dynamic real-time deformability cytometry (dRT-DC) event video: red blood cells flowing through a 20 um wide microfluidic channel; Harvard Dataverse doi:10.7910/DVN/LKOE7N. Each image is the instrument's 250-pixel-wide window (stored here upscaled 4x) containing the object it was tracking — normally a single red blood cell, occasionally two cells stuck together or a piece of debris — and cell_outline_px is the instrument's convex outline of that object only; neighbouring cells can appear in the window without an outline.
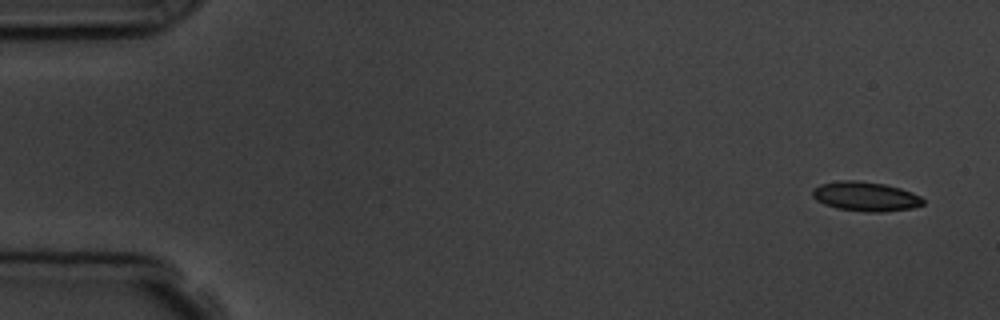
{"species": "common noctule bat (a hibernating species)", "species_latin": "Nyctalus noctula", "temperature_condition": "room temperature", "stored_images_in_passage": 6, "camera_frame_rate_fps": 3000, "um_per_image_px": 0.085, "animal": {"sex": "male", "body_mass_g": 19.5, "forearm_length_mm": 54.6}, "frame": {"image": 1, "passage_image": 1, "time_ms": 0.0, "image_size_px": [1000, 320], "cell_outline_px": [[924, 204], [912, 208], [884, 212], [864, 212], [836, 208], [824, 204], [816, 200], [812, 196], [812, 188], [820, 184], [840, 180], [856, 180], [884, 184], [900, 188], [912, 192], [920, 196], [924, 200]], "centroid_in_image_um": [73.55, 16.7], "position_along_channel_um": 11.4, "area_um2": 19.13}}
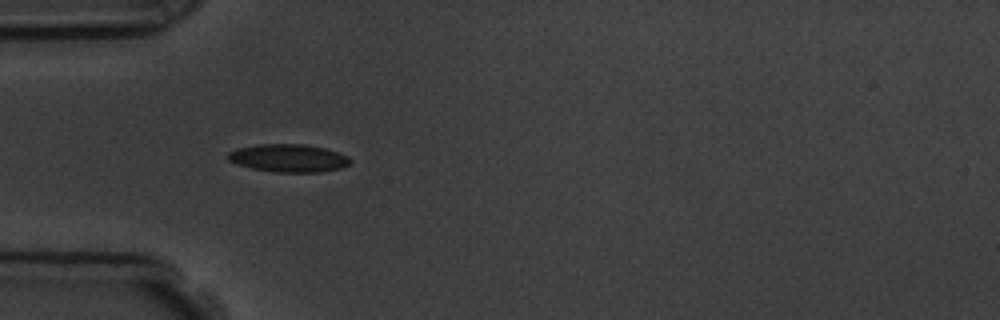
{"frame": {"image": 2, "passage_image": 5, "time_ms": 4.667, "image_size_px": [1000, 320], "cell_outline_px": [[352, 160], [348, 164], [340, 168], [320, 172], [276, 172], [252, 168], [236, 164], [228, 160], [228, 152], [236, 148], [260, 144], [304, 144], [324, 148], [348, 156]], "centroid_in_image_um": [24.5, 13.43], "position_along_channel_um": 60.5, "area_um2": 19.77}}